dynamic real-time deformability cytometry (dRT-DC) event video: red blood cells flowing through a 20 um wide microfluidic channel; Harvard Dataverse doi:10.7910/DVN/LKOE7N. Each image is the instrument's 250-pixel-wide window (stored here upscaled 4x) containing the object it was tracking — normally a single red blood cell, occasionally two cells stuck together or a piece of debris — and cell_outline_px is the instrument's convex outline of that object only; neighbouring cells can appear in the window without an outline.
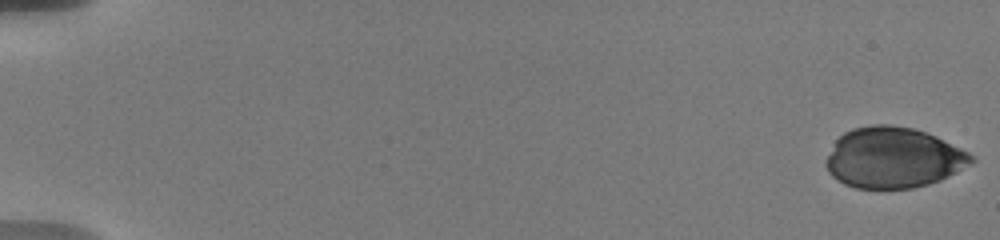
{"species": "human", "species_latin": "Homo sapiens", "temperature_condition": "warm", "stored_images_in_passage": 58, "camera_frame_rate_fps": 3000, "um_per_image_px": 0.085, "donor": {"sex": "male"}, "frame": {"image": 1, "passage_image": 1, "time_ms": 0.0, "image_size_px": [1000, 240], "cell_outline_px": [[976, 160], [972, 164], [940, 180], [928, 184], [912, 188], [856, 188], [844, 184], [836, 180], [828, 172], [824, 164], [836, 140], [844, 132], [852, 128], [872, 124], [888, 124], [912, 128], [936, 136], [968, 152]], "centroid_in_image_um": [75.92, 13.4], "position_along_channel_um": 9.1, "area_um2": 51.33}}
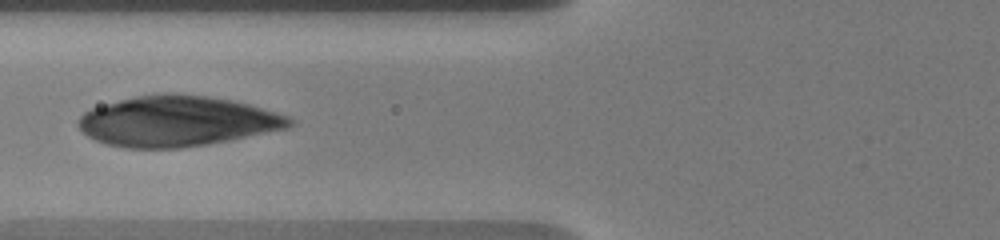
{"frame": {"image": 2, "passage_image": 24, "time_ms": 7.667, "image_size_px": [1000, 240], "cell_outline_px": [[296, 120], [288, 128], [232, 140], [208, 144], [180, 148], [124, 148], [108, 144], [96, 140], [88, 136], [76, 124], [80, 116], [84, 112], [92, 108], [104, 104], [136, 96], [160, 92], [176, 92], [208, 96], [232, 100], [248, 104], [276, 112], [288, 116]], "centroid_in_image_um": [15.07, 10.29], "position_along_channel_um": 110.7, "area_um2": 62.42}}
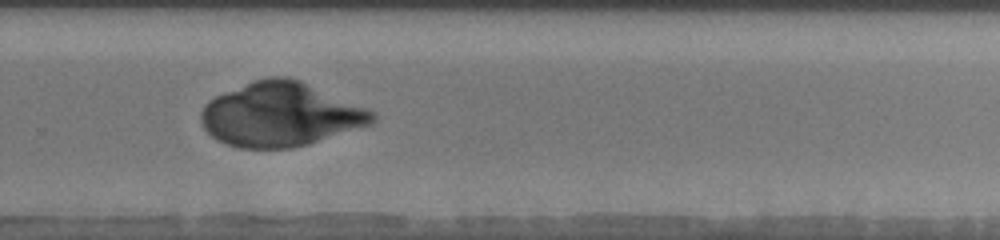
{"frame": {"image": 3, "passage_image": 47, "time_ms": 13.0, "image_size_px": [1000, 240], "cell_outline_px": [[376, 120], [372, 124], [308, 144], [292, 148], [236, 148], [224, 144], [216, 140], [204, 128], [200, 120], [200, 112], [204, 104], [208, 100], [224, 92], [252, 80], [268, 76], [288, 76], [300, 80], [376, 112]], "centroid_in_image_um": [23.81, 9.73], "position_along_channel_um": 306.0, "area_um2": 64.27}}